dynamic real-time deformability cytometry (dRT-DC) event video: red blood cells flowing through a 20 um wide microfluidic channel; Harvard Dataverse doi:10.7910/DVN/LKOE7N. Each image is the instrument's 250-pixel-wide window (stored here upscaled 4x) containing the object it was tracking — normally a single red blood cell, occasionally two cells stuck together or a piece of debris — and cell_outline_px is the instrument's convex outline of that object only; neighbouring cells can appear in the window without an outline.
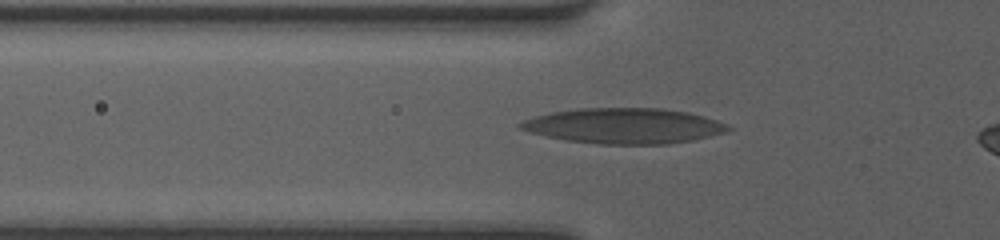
{"species": "human", "species_latin": "Homo sapiens", "temperature_condition": "room temperature", "stored_images_in_passage": 36, "camera_frame_rate_fps": 3000, "um_per_image_px": 0.085, "donor": {"sex": "female"}, "frame": {"image": 1, "passage_image": 8, "time_ms": 2.333, "image_size_px": [1000, 240], "cell_outline_px": [[732, 128], [724, 132], [692, 140], [668, 144], [600, 144], [568, 140], [528, 132], [516, 128], [516, 124], [524, 120], [536, 116], [552, 112], [576, 108], [660, 108], [688, 112], [704, 116], [728, 124]], "centroid_in_image_um": [53.01, 10.69], "position_along_channel_um": 72.8, "area_um2": 42.77}}
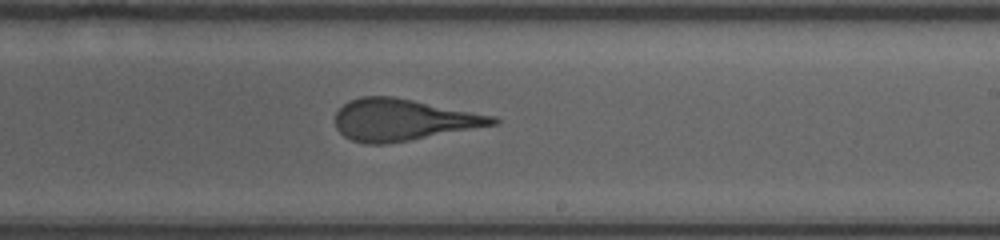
{"frame": {"image": 2, "passage_image": 21, "time_ms": 6.667, "image_size_px": [1000, 240], "cell_outline_px": [[500, 124], [408, 140], [384, 144], [364, 144], [352, 140], [344, 136], [336, 128], [336, 112], [348, 100], [360, 96], [392, 96], [496, 116], [500, 120]], "centroid_in_image_um": [34.26, 10.18], "position_along_channel_um": 254.7, "area_um2": 38.15}}
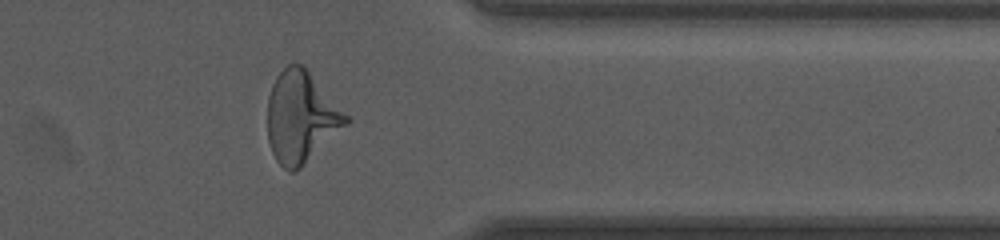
{"frame": {"image": 3, "passage_image": 31, "time_ms": 10.0, "image_size_px": [1000, 240], "cell_outline_px": [[352, 120], [348, 124], [296, 172], [288, 172], [276, 160], [272, 152], [268, 140], [268, 96], [272, 84], [276, 76], [288, 64], [300, 64], [308, 72]], "centroid_in_image_um": [25.57, 10.0], "position_along_channel_um": 385.8, "area_um2": 41.21}}